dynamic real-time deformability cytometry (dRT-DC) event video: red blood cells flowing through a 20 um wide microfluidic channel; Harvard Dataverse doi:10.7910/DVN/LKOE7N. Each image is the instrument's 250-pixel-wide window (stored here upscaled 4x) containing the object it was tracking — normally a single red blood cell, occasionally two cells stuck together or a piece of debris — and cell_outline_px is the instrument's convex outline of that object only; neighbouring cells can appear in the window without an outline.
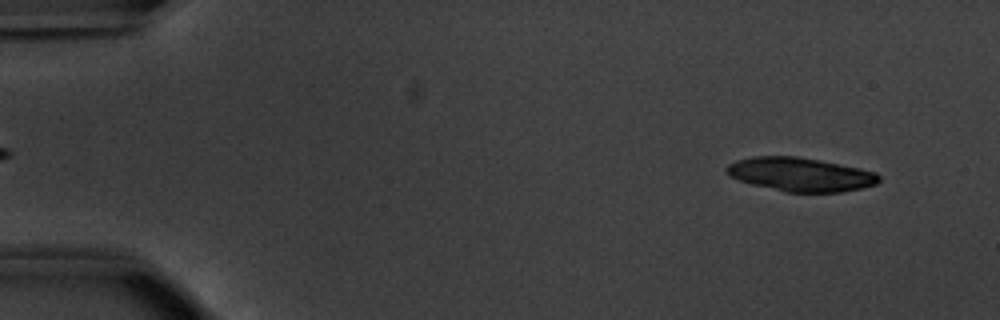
{"species": "common noctule bat (a hibernating species)", "species_latin": "Nyctalus noctula", "temperature_condition": "warm", "stored_images_in_passage": 30, "camera_frame_rate_fps": 3000, "um_per_image_px": 0.085, "animal": {"sex": "male", "body_mass_g": 20.1, "forearm_length_mm": 53.5}, "frame": {"image": 1, "passage_image": 4, "time_ms": 1.0, "image_size_px": [1000, 320], "cell_outline_px": [[880, 180], [876, 184], [860, 188], [840, 192], [784, 192], [752, 184], [740, 180], [732, 176], [724, 168], [728, 164], [736, 160], [752, 156], [796, 156], [820, 160], [860, 168], [876, 172], [880, 176]], "centroid_in_image_um": [68.04, 14.82], "position_along_channel_um": 17.0, "area_um2": 29.88}}